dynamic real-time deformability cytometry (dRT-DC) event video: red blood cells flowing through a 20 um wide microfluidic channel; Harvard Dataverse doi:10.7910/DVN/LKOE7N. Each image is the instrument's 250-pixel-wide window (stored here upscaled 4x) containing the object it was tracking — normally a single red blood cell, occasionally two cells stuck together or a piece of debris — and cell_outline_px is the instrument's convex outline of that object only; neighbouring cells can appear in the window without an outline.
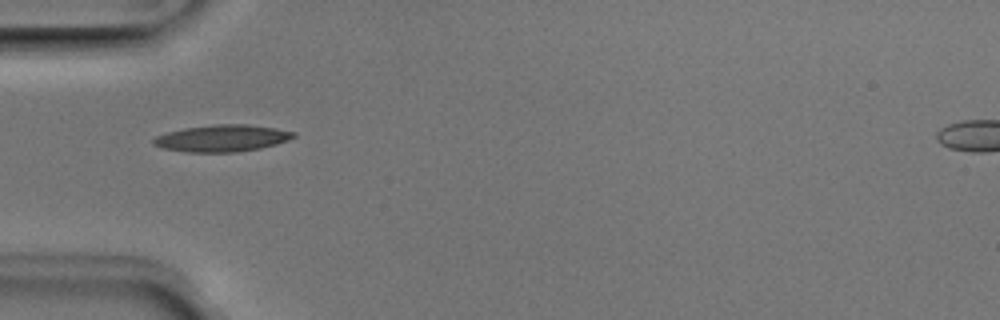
{"species": "Egyptian fruit bat (a non-hibernating species)", "species_latin": "Rousettus aegyptiacus", "temperature_condition": "room temperature", "stored_images_in_passage": 36, "camera_frame_rate_fps": 3000, "um_per_image_px": 0.085, "animal": {"sex": "male"}, "frame": {"image": 1, "passage_image": 1, "time_ms": 0.0, "image_size_px": [1000, 320], "cell_outline_px": [[296, 136], [288, 140], [276, 144], [260, 148], [236, 152], [184, 152], [160, 148], [152, 144], [152, 140], [156, 136], [168, 132], [184, 128], [212, 124], [248, 124], [276, 128], [296, 132]], "centroid_in_image_um": [18.86, 11.75], "position_along_channel_um": 66.1, "area_um2": 22.08}}
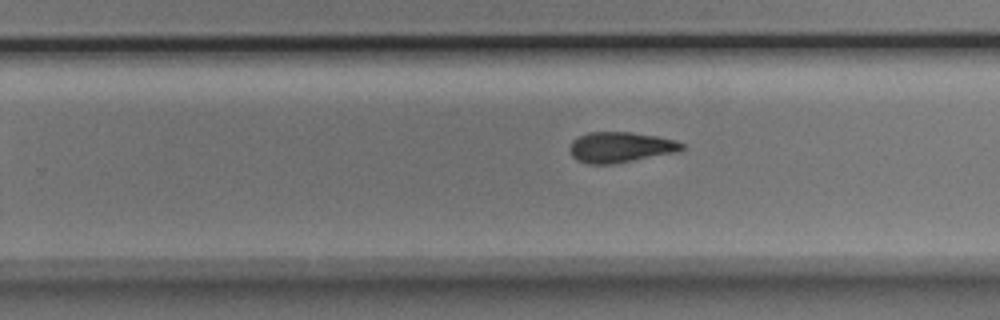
{"frame": {"image": 2, "passage_image": 17, "time_ms": 5.333, "image_size_px": [1000, 320], "cell_outline_px": [[684, 148], [676, 152], [612, 164], [588, 164], [576, 160], [572, 156], [572, 140], [588, 132], [632, 132], [656, 136], [676, 140], [684, 144]], "centroid_in_image_um": [52.75, 12.51], "position_along_channel_um": 277.1, "area_um2": 19.71}}
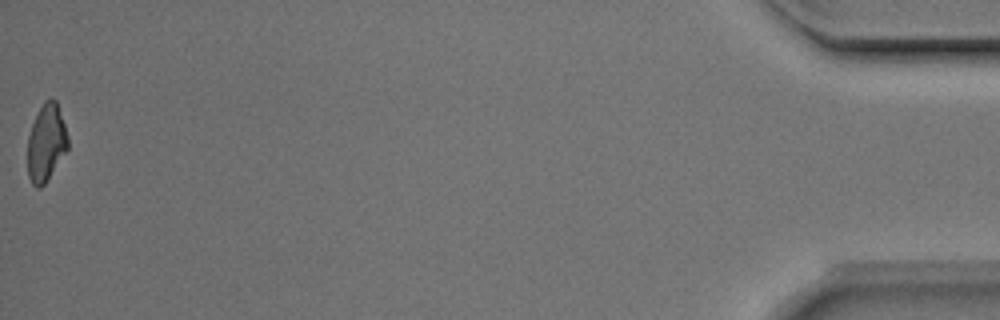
{"frame": {"image": 3, "passage_image": 36, "time_ms": 11.667, "image_size_px": [1000, 320], "cell_outline_px": [[68, 148], [44, 184], [40, 188], [36, 188], [32, 184], [28, 176], [28, 136], [32, 124], [44, 100], [56, 100], [68, 136]], "centroid_in_image_um": [3.92, 12.15], "position_along_channel_um": 431.3, "area_um2": 17.8}, "authors_computed_cell_mechanics": {"area_um2": 19.9121, "velocity_mm_per_s": 3.9716, "shape_relaxation_time_tau1_ms": 3.9091, "shape_relaxation_time_tau2_ms": 4.0001, "deformation_change_tau1": 0.1303, "deformation_change_tau2": 0.1174}}